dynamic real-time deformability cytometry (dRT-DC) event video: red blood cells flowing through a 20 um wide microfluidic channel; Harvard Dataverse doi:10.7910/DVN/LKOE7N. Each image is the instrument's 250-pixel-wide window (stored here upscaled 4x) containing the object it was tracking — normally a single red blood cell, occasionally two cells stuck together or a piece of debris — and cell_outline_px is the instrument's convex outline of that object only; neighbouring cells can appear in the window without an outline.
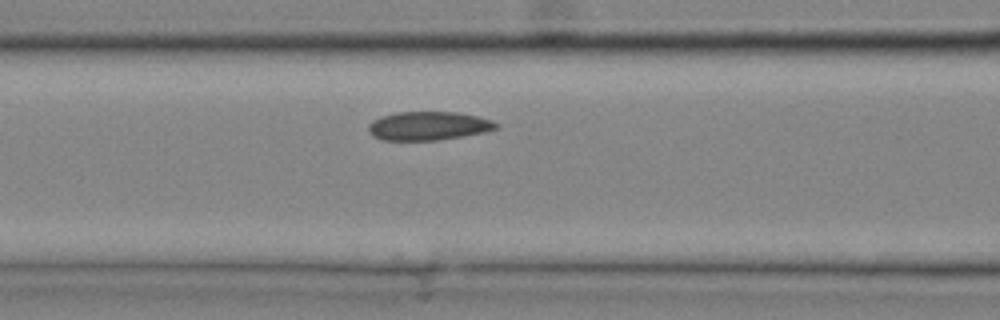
{"species": "common noctule bat (a hibernating species)", "species_latin": "Nyctalus noctula", "temperature_condition": "cold", "stored_images_in_passage": 17, "camera_frame_rate_fps": 3000, "um_per_image_px": 0.085, "animal": {"sex": "male", "body_mass_g": 20.4}, "frame": {"image": 1, "passage_image": 3, "time_ms": 0.667, "image_size_px": [1000, 320], "cell_outline_px": [[500, 128], [484, 132], [464, 136], [440, 140], [380, 140], [372, 136], [368, 132], [368, 124], [372, 120], [380, 116], [396, 112], [460, 112], [480, 116], [492, 120], [500, 124]], "centroid_in_image_um": [36.43, 10.7], "position_along_channel_um": 130.2, "area_um2": 21.79}}
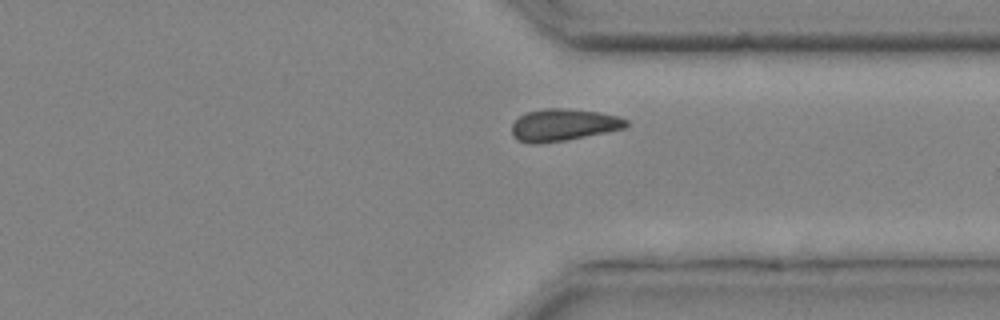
{"frame": {"image": 2, "passage_image": 15, "time_ms": 4.667, "image_size_px": [1000, 320], "cell_outline_px": [[628, 124], [624, 128], [564, 140], [536, 144], [528, 144], [516, 140], [512, 136], [512, 124], [524, 112], [544, 108], [568, 108], [600, 112], [620, 116], [628, 120]], "centroid_in_image_um": [47.84, 10.6], "position_along_channel_um": 363.6, "area_um2": 21.5}}